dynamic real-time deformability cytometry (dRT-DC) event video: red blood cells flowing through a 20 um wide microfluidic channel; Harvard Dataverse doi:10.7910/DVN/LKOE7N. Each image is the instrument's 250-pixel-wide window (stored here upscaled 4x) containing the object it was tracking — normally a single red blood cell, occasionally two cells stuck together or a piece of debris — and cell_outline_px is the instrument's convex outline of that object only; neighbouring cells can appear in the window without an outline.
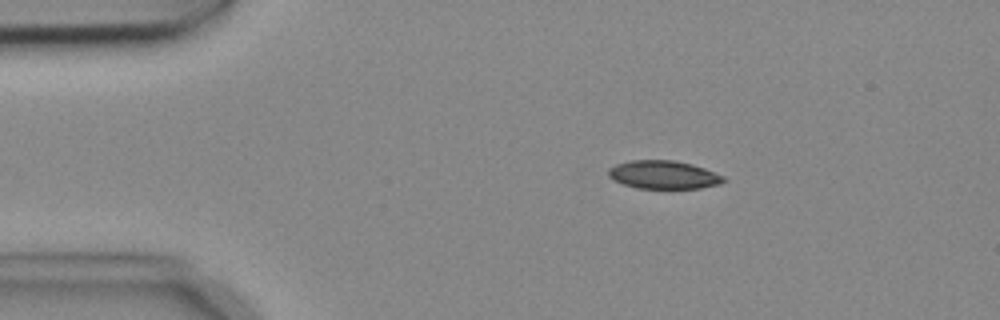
{"species": "common noctule bat (a hibernating species)", "species_latin": "Nyctalus noctula", "temperature_condition": "cold", "stored_images_in_passage": 10, "camera_frame_rate_fps": 3000, "um_per_image_px": 0.085, "animal": {"sex": "female", "body_mass_g": 18.4}, "frame": {"image": 1, "passage_image": 2, "time_ms": 0.333, "image_size_px": [1000, 320], "cell_outline_px": [[728, 180], [720, 184], [700, 188], [636, 188], [612, 180], [608, 176], [608, 168], [616, 164], [632, 160], [676, 160], [692, 164], [704, 168], [724, 176]], "centroid_in_image_um": [56.4, 14.85], "position_along_channel_um": 28.6, "area_um2": 19.07}}
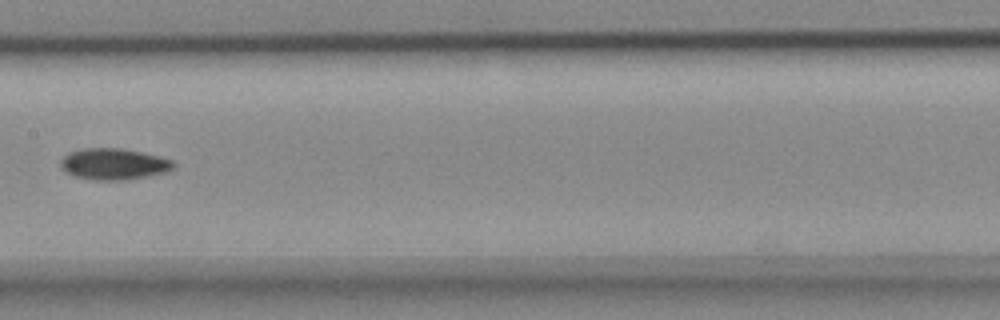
{"frame": {"image": 2, "passage_image": 7, "time_ms": 2.0, "image_size_px": [1000, 320], "cell_outline_px": [[176, 164], [168, 172], [128, 180], [92, 180], [76, 176], [68, 172], [60, 164], [60, 160], [68, 152], [84, 148], [120, 148], [140, 152], [172, 160]], "centroid_in_image_um": [9.68, 13.95], "position_along_channel_um": 197.7, "area_um2": 20.46}}
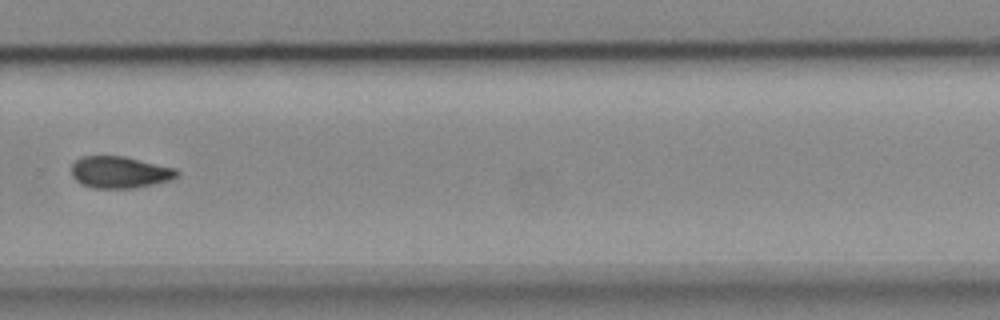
{"frame": {"image": 3, "passage_image": 10, "time_ms": 3.0, "image_size_px": [1000, 320], "cell_outline_px": [[180, 172], [176, 176], [168, 180], [152, 184], [132, 188], [92, 188], [80, 184], [72, 176], [72, 164], [80, 156], [124, 156], [176, 168]], "centroid_in_image_um": [10.14, 14.63], "position_along_channel_um": 319.7, "area_um2": 19.48}}